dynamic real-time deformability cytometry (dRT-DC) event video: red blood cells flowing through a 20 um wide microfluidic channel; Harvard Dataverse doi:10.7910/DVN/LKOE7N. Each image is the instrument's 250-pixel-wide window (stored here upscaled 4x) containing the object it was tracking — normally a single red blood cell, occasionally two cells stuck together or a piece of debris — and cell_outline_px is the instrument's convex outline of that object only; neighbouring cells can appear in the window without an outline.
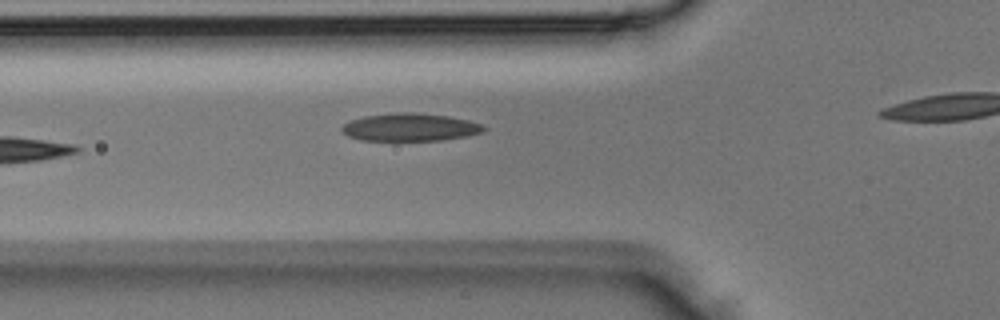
{"species": "Egyptian fruit bat (a non-hibernating species)", "species_latin": "Rousettus aegyptiacus", "temperature_condition": "room temperature", "stored_images_in_passage": 7, "camera_frame_rate_fps": 3000, "um_per_image_px": 0.085, "animal": {"sex": "male"}, "frame": {"image": 1, "passage_image": 5, "time_ms": 1.333, "image_size_px": [1000, 320], "cell_outline_px": [[484, 132], [468, 136], [444, 140], [360, 140], [348, 136], [340, 128], [344, 124], [352, 120], [364, 116], [396, 112], [416, 112], [448, 116], [468, 120], [480, 124], [484, 128]], "centroid_in_image_um": [34.86, 10.81], "position_along_channel_um": 90.9, "area_um2": 22.89}}